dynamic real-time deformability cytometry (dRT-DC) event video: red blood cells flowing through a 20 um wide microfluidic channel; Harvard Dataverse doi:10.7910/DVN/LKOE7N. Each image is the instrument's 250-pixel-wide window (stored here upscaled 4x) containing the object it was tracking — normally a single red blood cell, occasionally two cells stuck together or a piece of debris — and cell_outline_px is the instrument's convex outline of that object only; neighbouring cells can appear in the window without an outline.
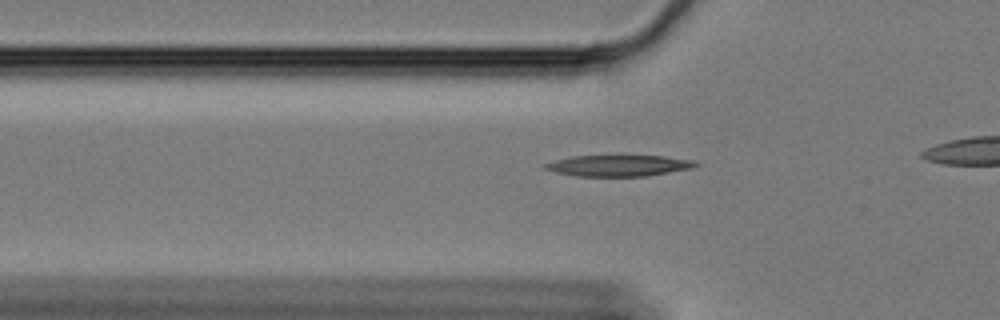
{"species": "Egyptian fruit bat (a non-hibernating species)", "species_latin": "Rousettus aegyptiacus", "temperature_condition": "cold", "stored_images_in_passage": 13, "camera_frame_rate_fps": 3000, "um_per_image_px": 0.085, "animal": {"sex": "female"}, "frame": {"image": 1, "passage_image": 6, "time_ms": 1.667, "image_size_px": [1000, 320], "cell_outline_px": [[700, 164], [692, 168], [648, 176], [576, 176], [556, 172], [544, 168], [544, 164], [556, 160], [572, 156], [616, 152], [620, 152], [664, 156], [696, 160]], "centroid_in_image_um": [52.64, 14.01], "position_along_channel_um": 73.2, "area_um2": 19.88}}
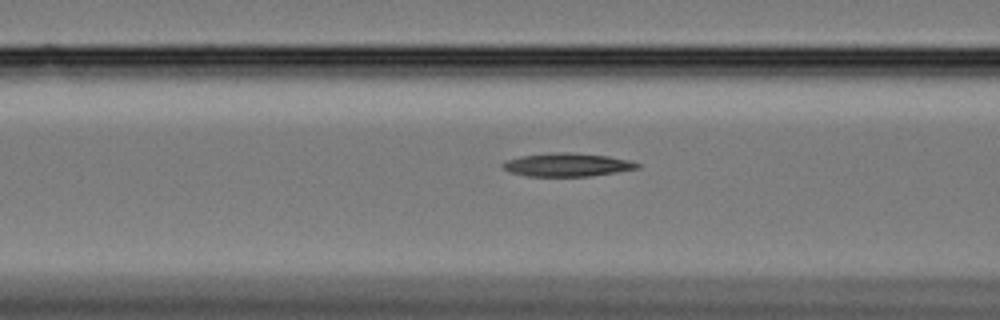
{"frame": {"image": 2, "passage_image": 10, "time_ms": 3.0, "image_size_px": [1000, 320], "cell_outline_px": [[640, 168], [616, 172], [588, 176], [528, 176], [508, 172], [500, 164], [508, 160], [520, 156], [556, 152], [568, 152], [608, 156], [628, 160], [640, 164]], "centroid_in_image_um": [48.19, 14.0], "position_along_channel_um": 118.4, "area_um2": 18.15}}